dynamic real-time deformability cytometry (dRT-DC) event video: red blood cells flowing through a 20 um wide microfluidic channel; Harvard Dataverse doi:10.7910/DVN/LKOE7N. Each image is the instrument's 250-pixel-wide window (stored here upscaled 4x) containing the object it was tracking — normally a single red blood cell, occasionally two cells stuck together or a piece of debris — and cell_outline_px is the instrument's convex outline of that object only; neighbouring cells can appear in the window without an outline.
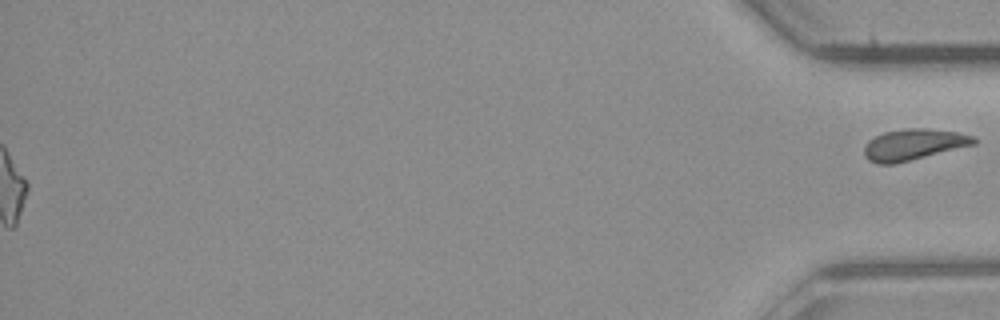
{"species": "common noctule bat (a hibernating species)", "species_latin": "Nyctalus noctula", "temperature_condition": "room temperature", "stored_images_in_passage": 50, "segment_of_instrument_passage": [2, 2], "camera_frame_rate_fps": 3000, "um_per_image_px": 0.085, "animal": {"sex": "male", "body_mass_g": 23.1, "forearm_length_mm": 52.7}, "frame": {"image": 1, "passage_image": 50, "time_ms": 16.333, "image_size_px": [1000, 320], "cell_outline_px": [[976, 144], [896, 164], [876, 164], [868, 160], [864, 156], [864, 144], [868, 140], [884, 132], [908, 128], [928, 128], [956, 132], [972, 136], [976, 140]], "centroid_in_image_um": [77.61, 12.3], "position_along_channel_um": 357.6, "area_um2": 20.0}}